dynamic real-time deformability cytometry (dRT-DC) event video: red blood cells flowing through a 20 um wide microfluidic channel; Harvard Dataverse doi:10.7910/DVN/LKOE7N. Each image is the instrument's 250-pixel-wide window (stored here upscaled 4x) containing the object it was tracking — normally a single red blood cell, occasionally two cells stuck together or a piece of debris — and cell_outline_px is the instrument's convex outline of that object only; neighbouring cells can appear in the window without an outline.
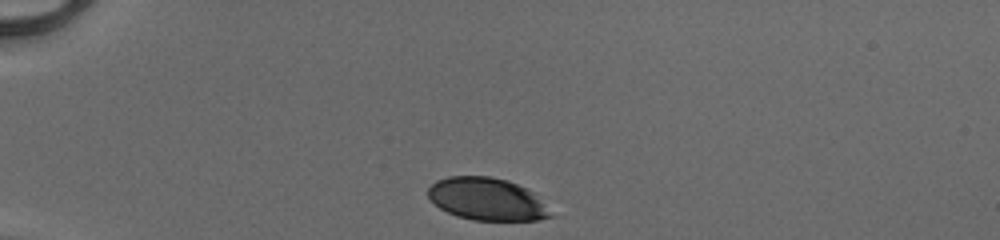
{"species": "human", "species_latin": "Homo sapiens", "temperature_condition": "cold", "stored_images_in_passage": 31, "camera_frame_rate_fps": 3000, "um_per_image_px": 0.085, "donor": {"sex": "male"}, "frame": {"image": 1, "passage_image": 1, "time_ms": 0.0, "image_size_px": [1000, 240], "cell_outline_px": [[556, 216], [536, 220], [472, 220], [456, 216], [440, 208], [428, 196], [428, 188], [436, 180], [448, 176], [488, 176], [508, 180], [532, 192]], "centroid_in_image_um": [41.38, 16.93], "position_along_channel_um": 43.6, "area_um2": 30.17}}
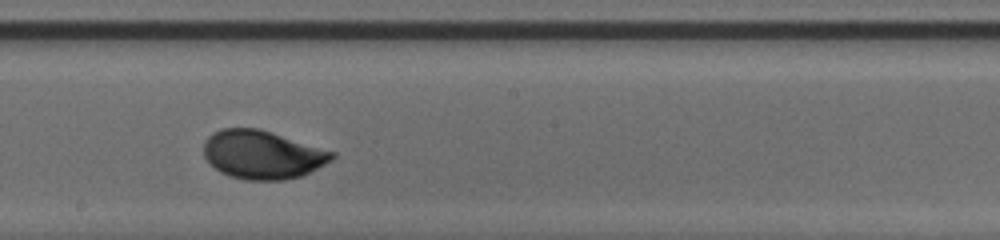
{"frame": {"image": 2, "passage_image": 18, "time_ms": 5.667, "image_size_px": [1000, 240], "cell_outline_px": [[336, 156], [332, 160], [300, 176], [284, 180], [248, 180], [228, 176], [220, 172], [204, 156], [204, 140], [212, 132], [220, 128], [260, 128], [336, 152]], "centroid_in_image_um": [22.29, 13.13], "position_along_channel_um": 225.9, "area_um2": 36.3}}
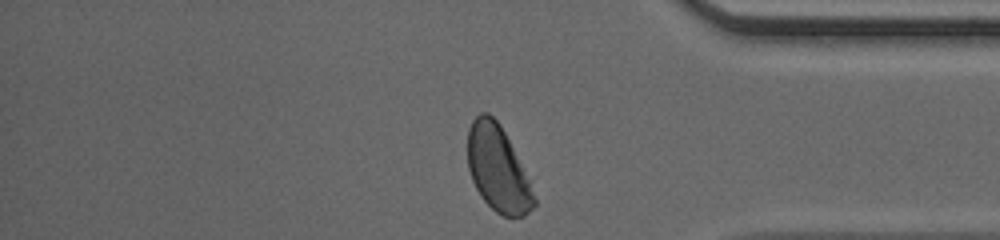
{"frame": {"image": 3, "passage_image": 31, "time_ms": 10.0, "image_size_px": [1000, 240], "cell_outline_px": [[536, 204], [524, 216], [504, 216], [496, 212], [480, 196], [472, 180], [468, 168], [468, 128], [472, 120], [480, 112], [488, 112], [500, 124], [528, 180], [536, 200]], "centroid_in_image_um": [42.28, 14.33], "position_along_channel_um": 392.9, "area_um2": 32.54}, "authors_computed_cell_mechanics": {"area_um2": 34.9112, "velocity_mm_per_s": 4.1067, "shape_relaxation_time_tau1_ms": 2.3353, "shape_relaxation_time_tau2_ms": null, "deformation_change_tau1": 0.1329, "deformation_change_tau2": null}}